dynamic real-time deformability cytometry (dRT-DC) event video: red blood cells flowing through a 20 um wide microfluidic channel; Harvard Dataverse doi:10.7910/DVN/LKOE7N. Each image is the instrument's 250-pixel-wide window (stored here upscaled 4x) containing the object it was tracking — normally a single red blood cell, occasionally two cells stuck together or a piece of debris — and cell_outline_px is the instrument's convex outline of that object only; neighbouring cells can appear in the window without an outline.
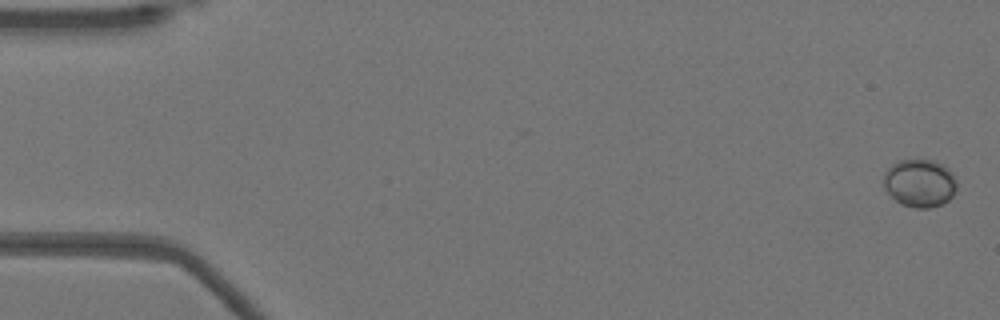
{"species": "Egyptian fruit bat (a non-hibernating species)", "species_latin": "Rousettus aegyptiacus", "temperature_condition": "warm", "stored_images_in_passage": 52, "camera_frame_rate_fps": 3000, "um_per_image_px": 0.085, "animal": {"sex": "female"}, "frame": {"image": 1, "passage_image": 1, "time_ms": 0.0, "image_size_px": [1000, 320], "cell_outline_px": [[956, 188], [952, 196], [948, 200], [932, 208], [916, 208], [900, 204], [884, 188], [884, 172], [892, 164], [900, 160], [932, 160], [948, 168], [952, 172], [956, 180]], "centroid_in_image_um": [78.17, 15.57], "position_along_channel_um": 6.8, "area_um2": 20.35}}
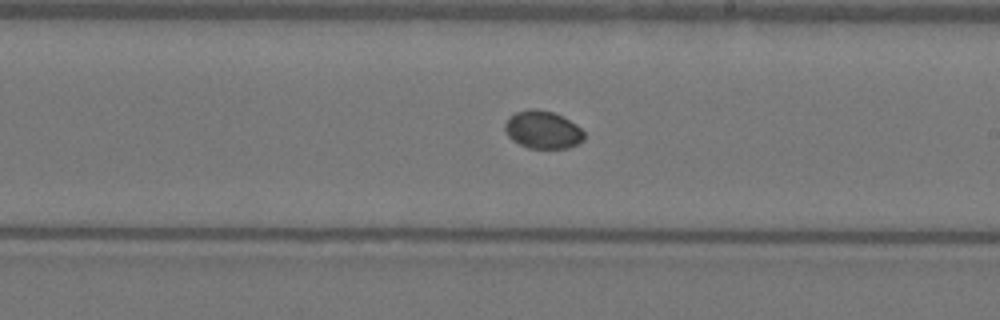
{"frame": {"image": 2, "passage_image": 30, "time_ms": 9.667, "image_size_px": [1000, 320], "cell_outline_px": [[584, 140], [568, 148], [528, 148], [512, 140], [508, 136], [504, 128], [504, 124], [508, 116], [516, 112], [532, 108], [536, 108], [552, 112], [576, 124], [584, 132]], "centroid_in_image_um": [46.1, 11.03], "position_along_channel_um": 242.9, "area_um2": 17.4}}
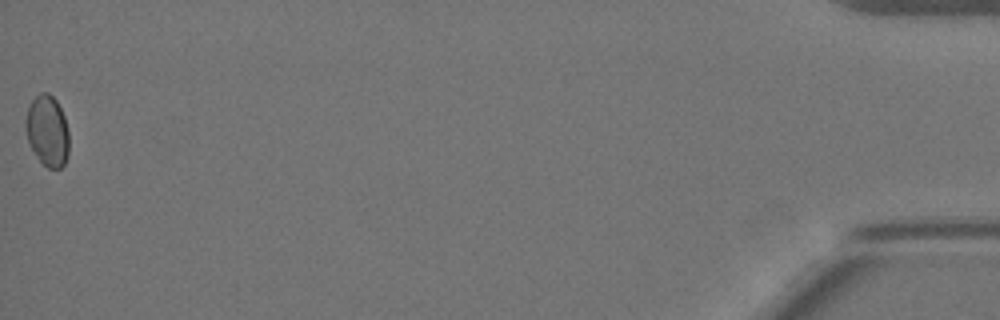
{"frame": {"image": 3, "passage_image": 52, "time_ms": 17.0, "image_size_px": [1000, 320], "cell_outline_px": [[68, 156], [64, 164], [60, 168], [48, 168], [36, 156], [28, 144], [24, 128], [24, 124], [28, 108], [32, 100], [40, 92], [48, 92], [56, 100], [64, 116], [68, 128]], "centroid_in_image_um": [4.01, 11.12], "position_along_channel_um": 431.2, "area_um2": 18.09}}